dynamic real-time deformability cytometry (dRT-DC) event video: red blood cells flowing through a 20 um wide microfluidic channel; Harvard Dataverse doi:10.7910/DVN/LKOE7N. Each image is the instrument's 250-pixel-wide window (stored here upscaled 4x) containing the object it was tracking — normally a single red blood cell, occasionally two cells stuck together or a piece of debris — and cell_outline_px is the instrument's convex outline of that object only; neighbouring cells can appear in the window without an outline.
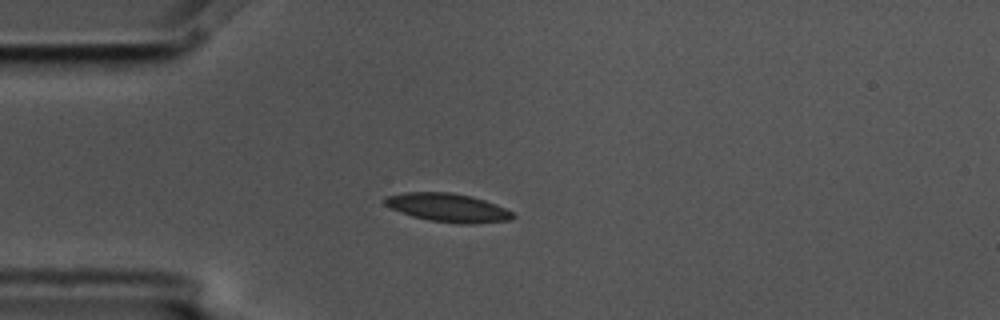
{"species": "common noctule bat (a hibernating species)", "species_latin": "Nyctalus noctula", "temperature_condition": "cold", "stored_images_in_passage": 14, "camera_frame_rate_fps": 3000, "um_per_image_px": 0.085, "animal": {"sex": "male", "body_mass_g": 17.5, "forearm_length_mm": 52.3}, "frame": {"image": 1, "passage_image": 3, "time_ms": 0.667, "image_size_px": [1000, 320], "cell_outline_px": [[516, 216], [512, 220], [472, 224], [460, 224], [428, 220], [412, 216], [400, 212], [384, 204], [384, 200], [388, 196], [404, 192], [452, 192], [472, 196], [496, 204], [512, 212]], "centroid_in_image_um": [38.1, 17.65], "position_along_channel_um": 46.9, "area_um2": 21.33}}
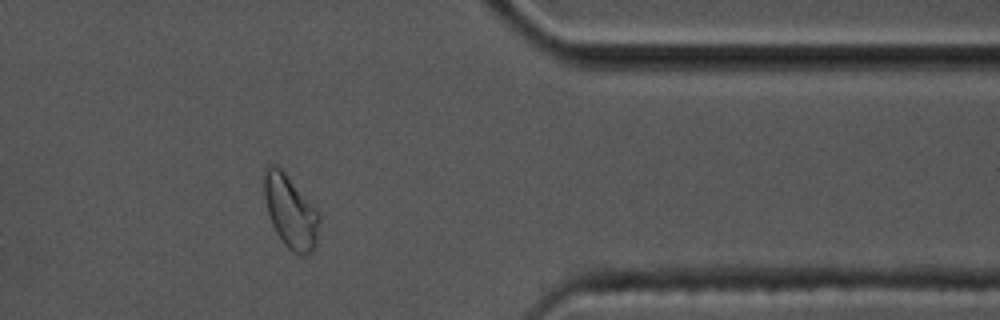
{"frame": {"image": 2, "passage_image": 12, "time_ms": 3.667, "image_size_px": [1000, 320], "cell_outline_px": [[320, 224], [316, 244], [312, 252], [304, 256], [288, 248], [284, 244], [276, 232], [272, 224], [268, 212], [264, 196], [264, 172], [268, 164], [276, 164], [284, 172], [320, 212]], "centroid_in_image_um": [24.71, 17.99], "position_along_channel_um": 386.7, "area_um2": 23.41}}
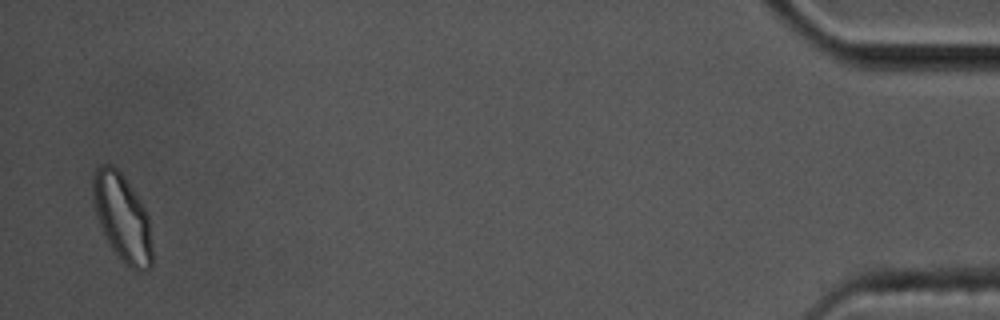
{"frame": {"image": 3, "passage_image": 14, "time_ms": 4.333, "image_size_px": [1000, 320], "cell_outline_px": [[152, 268], [144, 272], [136, 272], [120, 260], [108, 244], [104, 236], [96, 212], [92, 192], [92, 176], [96, 168], [100, 164], [112, 164], [124, 176], [140, 200], [148, 216], [152, 248]], "centroid_in_image_um": [10.4, 18.54], "position_along_channel_um": 424.8, "area_um2": 30.46}}